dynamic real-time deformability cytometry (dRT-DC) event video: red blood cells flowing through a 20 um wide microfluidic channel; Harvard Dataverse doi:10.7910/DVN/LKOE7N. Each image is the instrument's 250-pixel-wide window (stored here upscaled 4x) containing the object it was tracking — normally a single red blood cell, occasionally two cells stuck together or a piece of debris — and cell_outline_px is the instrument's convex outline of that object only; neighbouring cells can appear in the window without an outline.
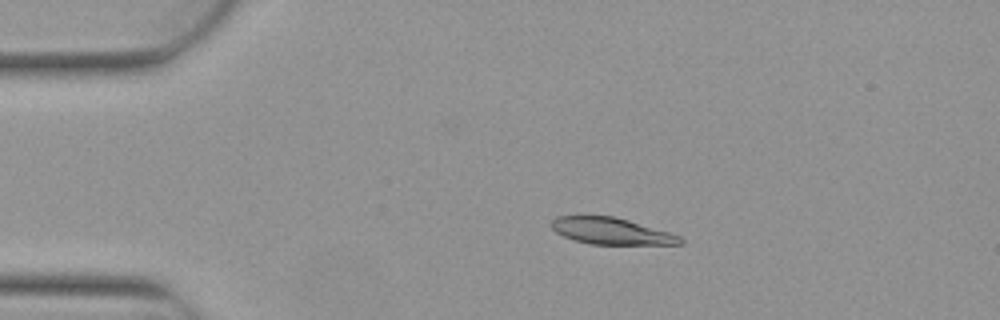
{"species": "Egyptian fruit bat (a non-hibernating species)", "species_latin": "Rousettus aegyptiacus", "temperature_condition": "warm", "stored_images_in_passage": 4, "camera_frame_rate_fps": 3000, "um_per_image_px": 0.085, "animal": {"sex": "female"}, "frame": {"image": 1, "passage_image": 3, "time_ms": 0.667, "image_size_px": [1000, 320], "cell_outline_px": [[684, 244], [592, 244], [576, 240], [564, 236], [556, 232], [552, 228], [552, 220], [556, 216], [616, 216], [668, 232], [680, 236], [684, 240]], "centroid_in_image_um": [51.97, 19.64], "position_along_channel_um": 33.0, "area_um2": 19.71}}